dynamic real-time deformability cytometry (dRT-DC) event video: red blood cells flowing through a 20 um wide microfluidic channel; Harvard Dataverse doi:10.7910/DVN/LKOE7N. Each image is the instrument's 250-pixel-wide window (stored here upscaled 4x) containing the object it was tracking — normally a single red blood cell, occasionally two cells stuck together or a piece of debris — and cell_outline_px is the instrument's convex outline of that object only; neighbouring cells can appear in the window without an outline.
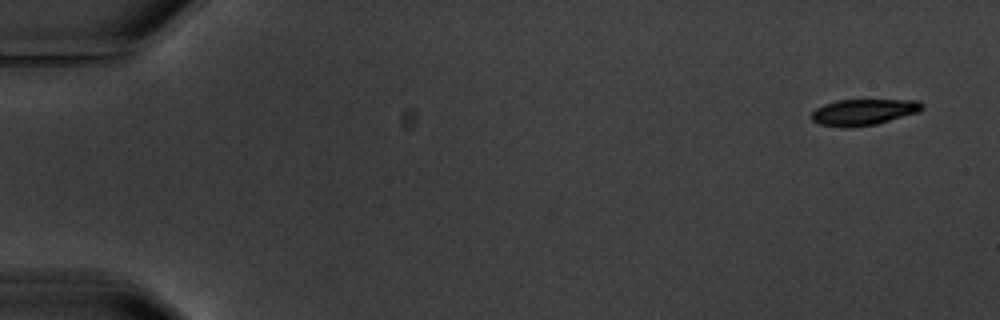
{"species": "common noctule bat (a hibernating species)", "species_latin": "Nyctalus noctula", "temperature_condition": "warm", "stored_images_in_passage": 5, "camera_frame_rate_fps": 3000, "um_per_image_px": 0.085, "animal": {"sex": "male", "body_mass_g": 20.1, "forearm_length_mm": 53.5}, "frame": {"image": 1, "passage_image": 1, "time_ms": 0.0, "image_size_px": [1000, 320], "cell_outline_px": [[924, 108], [916, 112], [876, 124], [848, 128], [840, 128], [820, 124], [812, 120], [812, 112], [816, 108], [824, 104], [836, 100], [916, 100], [924, 104]], "centroid_in_image_um": [73.36, 9.53], "position_along_channel_um": 11.6, "area_um2": 16.76}}
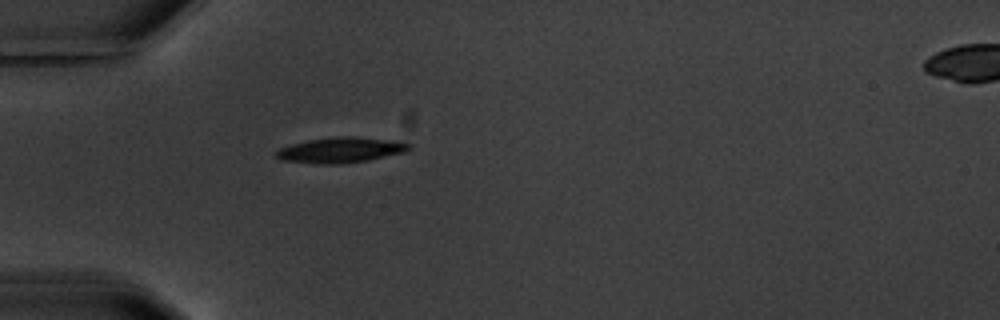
{"frame": {"image": 2, "passage_image": 5, "time_ms": 5.0, "image_size_px": [1000, 320], "cell_outline_px": [[412, 148], [404, 152], [368, 160], [340, 164], [316, 164], [284, 160], [276, 156], [276, 152], [280, 148], [292, 144], [308, 140], [348, 136], [356, 136], [388, 140], [412, 144]], "centroid_in_image_um": [28.98, 12.76], "position_along_channel_um": 56.0, "area_um2": 19.36}}